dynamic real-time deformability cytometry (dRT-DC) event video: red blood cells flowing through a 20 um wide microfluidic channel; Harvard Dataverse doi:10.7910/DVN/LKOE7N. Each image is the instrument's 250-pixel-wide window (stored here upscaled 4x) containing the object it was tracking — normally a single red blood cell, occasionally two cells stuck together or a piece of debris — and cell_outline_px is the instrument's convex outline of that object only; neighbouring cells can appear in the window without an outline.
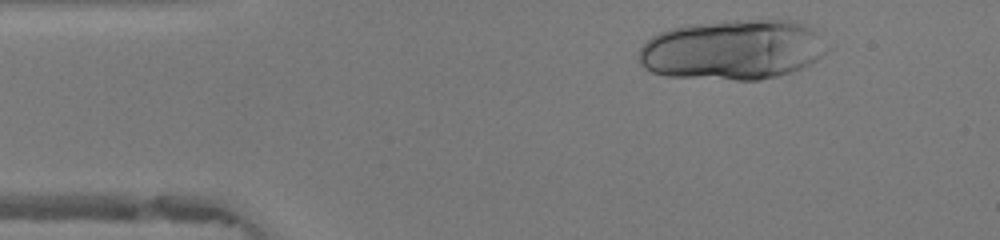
{"species": "human", "species_latin": "Homo sapiens", "temperature_condition": "warm", "stored_images_in_passage": 30, "camera_frame_rate_fps": 3000, "um_per_image_px": 0.085, "donor": {"sex": "female"}, "frame": {"image": 1, "passage_image": 3, "time_ms": 0.667, "image_size_px": [1000, 240], "cell_outline_px": [[832, 48], [828, 52], [816, 60], [792, 72], [760, 80], [736, 80], [668, 76], [652, 72], [644, 68], [640, 64], [640, 48], [652, 36], [668, 28], [692, 24], [736, 20], [796, 20], [808, 24], [816, 28], [832, 44]], "centroid_in_image_um": [62.39, 4.21], "position_along_channel_um": 22.6, "area_um2": 66.93}}